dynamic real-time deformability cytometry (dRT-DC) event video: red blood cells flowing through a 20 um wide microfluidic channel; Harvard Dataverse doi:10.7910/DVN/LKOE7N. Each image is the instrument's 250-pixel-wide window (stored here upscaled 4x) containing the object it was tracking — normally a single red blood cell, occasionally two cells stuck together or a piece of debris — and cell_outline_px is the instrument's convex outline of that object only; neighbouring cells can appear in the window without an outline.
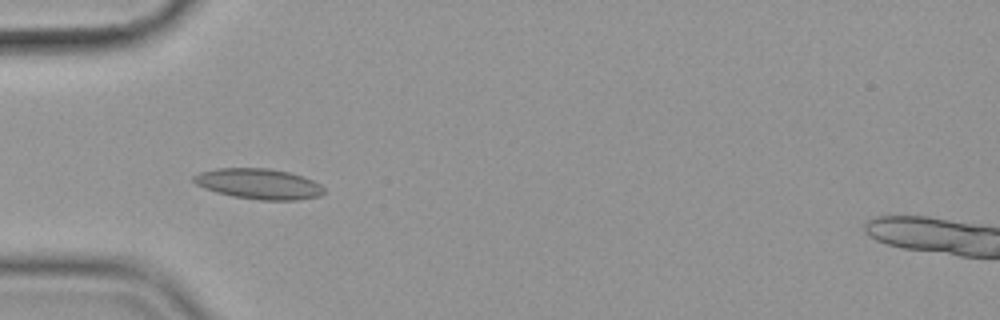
{"species": "common noctule bat (a hibernating species)", "species_latin": "Nyctalus noctula", "temperature_condition": "cold", "stored_images_in_passage": 14, "camera_frame_rate_fps": 3000, "um_per_image_px": 0.085, "animal": {"sex": "female", "body_mass_g": 19.9}, "frame": {"image": 1, "passage_image": 12, "time_ms": 3.667, "image_size_px": [1000, 320], "cell_outline_px": [[324, 192], [320, 196], [300, 200], [260, 200], [232, 196], [216, 192], [204, 188], [196, 184], [192, 180], [192, 176], [200, 172], [216, 168], [268, 168], [288, 172], [312, 180], [320, 184], [324, 188]], "centroid_in_image_um": [21.97, 15.63], "position_along_channel_um": 63.0, "area_um2": 23.18}}